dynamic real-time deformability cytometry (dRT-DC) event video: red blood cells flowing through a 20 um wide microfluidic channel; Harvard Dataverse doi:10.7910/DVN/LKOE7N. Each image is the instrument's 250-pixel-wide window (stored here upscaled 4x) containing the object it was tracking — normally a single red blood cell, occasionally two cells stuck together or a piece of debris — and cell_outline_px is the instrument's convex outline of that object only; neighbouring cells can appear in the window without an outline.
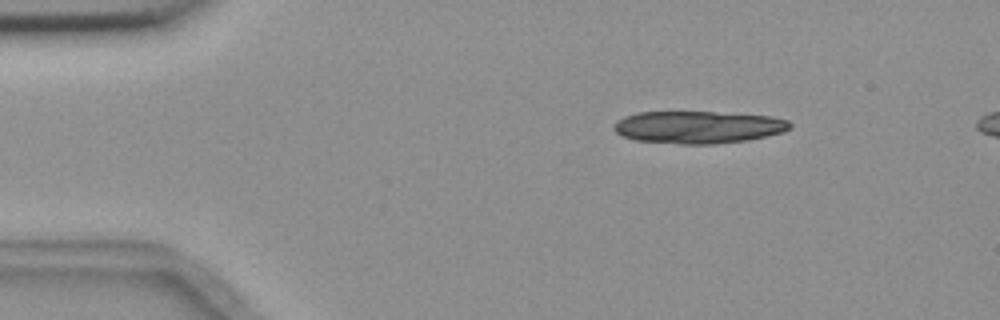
{"species": "common noctule bat (a hibernating species)", "species_latin": "Nyctalus noctula", "temperature_condition": "room temperature", "stored_images_in_passage": 4, "camera_frame_rate_fps": 3000, "um_per_image_px": 0.085, "animal": {"sex": "female", "body_mass_g": 18.4}, "frame": {"image": 1, "passage_image": 1, "time_ms": 0.0, "image_size_px": [1000, 320], "cell_outline_px": [[792, 128], [784, 132], [748, 140], [716, 144], [680, 144], [636, 140], [620, 136], [612, 128], [612, 124], [616, 120], [624, 116], [636, 112], [712, 112], [772, 116], [788, 120], [792, 124]], "centroid_in_image_um": [59.32, 10.81], "position_along_channel_um": 25.7, "area_um2": 33.58}}